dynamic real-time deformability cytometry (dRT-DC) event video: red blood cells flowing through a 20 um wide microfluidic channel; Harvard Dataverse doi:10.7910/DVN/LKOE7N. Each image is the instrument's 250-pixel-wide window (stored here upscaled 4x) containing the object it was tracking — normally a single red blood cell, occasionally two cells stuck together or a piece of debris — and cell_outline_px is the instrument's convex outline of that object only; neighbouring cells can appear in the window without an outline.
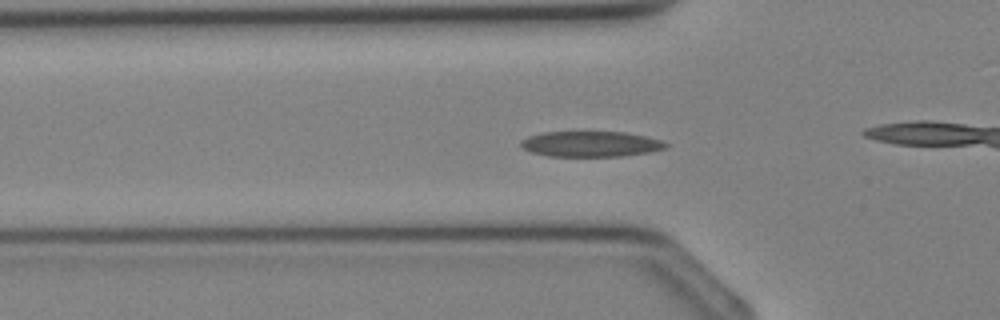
{"species": "Egyptian fruit bat (a non-hibernating species)", "species_latin": "Rousettus aegyptiacus", "temperature_condition": "cold", "stored_images_in_passage": 36, "camera_frame_rate_fps": 3000, "um_per_image_px": 0.085, "animal": {"sex": "female"}, "frame": {"image": 1, "passage_image": 11, "time_ms": 3.333, "image_size_px": [1000, 320], "cell_outline_px": [[668, 148], [648, 152], [620, 156], [548, 156], [532, 152], [524, 148], [520, 144], [520, 140], [528, 136], [544, 132], [624, 132], [644, 136], [660, 140], [668, 144]], "centroid_in_image_um": [50.2, 12.24], "position_along_channel_um": 75.6, "area_um2": 21.39}}
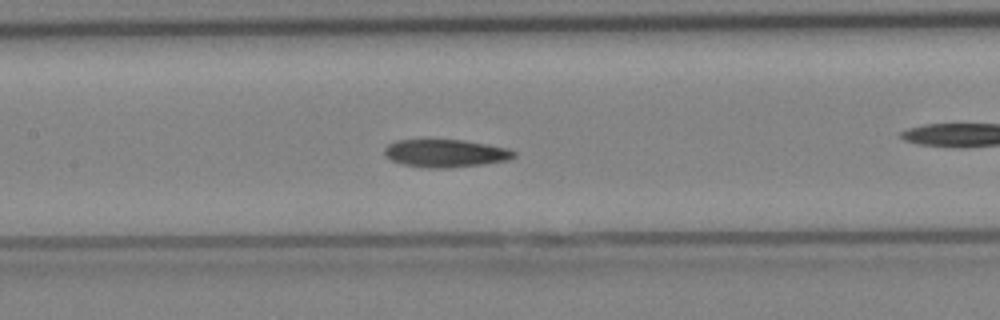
{"frame": {"image": 2, "passage_image": 16, "time_ms": 5.0, "image_size_px": [1000, 320], "cell_outline_px": [[516, 156], [508, 160], [484, 164], [448, 168], [428, 168], [404, 164], [392, 160], [384, 156], [384, 148], [388, 144], [396, 140], [464, 140], [488, 144], [508, 148], [516, 152]], "centroid_in_image_um": [37.88, 13.03], "position_along_channel_um": 169.5, "area_um2": 21.04}}